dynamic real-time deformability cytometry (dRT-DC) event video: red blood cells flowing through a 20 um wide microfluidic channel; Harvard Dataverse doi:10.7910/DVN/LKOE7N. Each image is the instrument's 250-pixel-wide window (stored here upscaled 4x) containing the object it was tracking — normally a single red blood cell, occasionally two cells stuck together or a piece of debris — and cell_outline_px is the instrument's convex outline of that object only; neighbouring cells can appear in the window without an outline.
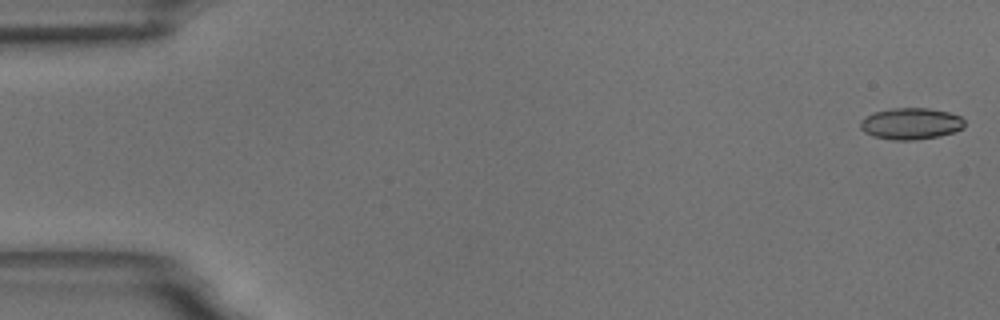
{"species": "common noctule bat (a hibernating species)", "species_latin": "Nyctalus noctula", "temperature_condition": "room temperature", "stored_images_in_passage": 55, "camera_frame_rate_fps": 3000, "um_per_image_px": 0.085, "animal": {"sex": "male", "body_mass_g": 18.8}, "frame": {"image": 1, "passage_image": 1, "time_ms": 0.0, "image_size_px": [1000, 320], "cell_outline_px": [[964, 128], [940, 136], [916, 140], [892, 140], [872, 136], [864, 132], [860, 128], [860, 120], [876, 112], [888, 108], [928, 108], [948, 112], [960, 116], [964, 120]], "centroid_in_image_um": [77.42, 10.51], "position_along_channel_um": 7.6, "area_um2": 19.19}}
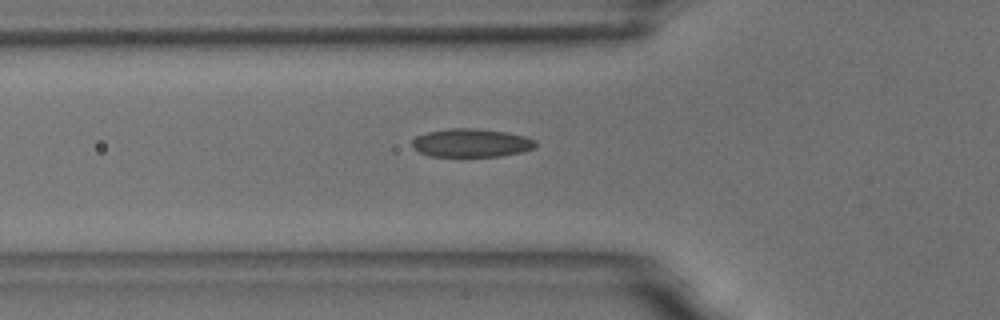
{"frame": {"image": 2, "passage_image": 19, "time_ms": 6.0, "image_size_px": [1000, 320], "cell_outline_px": [[536, 144], [532, 148], [520, 152], [500, 156], [428, 156], [420, 152], [412, 144], [412, 140], [416, 136], [428, 132], [448, 128], [476, 128], [504, 132], [524, 136], [536, 140]], "centroid_in_image_um": [40.04, 12.14], "position_along_channel_um": 85.8, "area_um2": 20.17}}
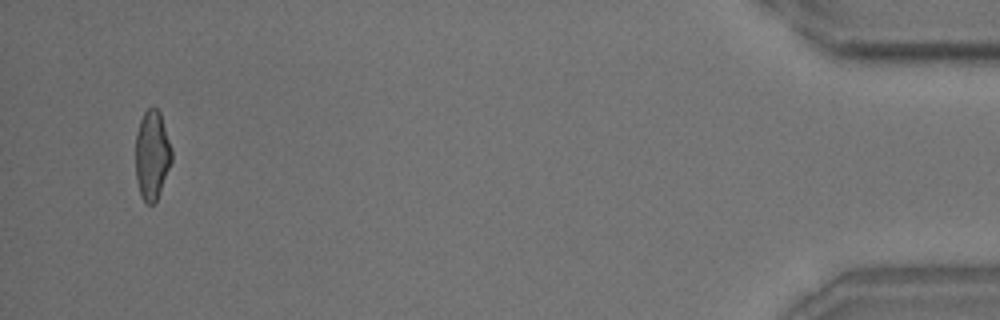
{"frame": {"image": 3, "passage_image": 53, "time_ms": 17.333, "image_size_px": [1000, 320], "cell_outline_px": [[172, 160], [156, 200], [152, 204], [148, 204], [144, 200], [140, 192], [136, 180], [136, 136], [140, 120], [144, 112], [152, 104], [160, 112], [172, 148]], "centroid_in_image_um": [12.93, 13.12], "position_along_channel_um": 422.3, "area_um2": 18.61}, "authors_computed_cell_mechanics": {"area_um2": 19.5942, "velocity_mm_per_s": 3.6733, "shape_relaxation_time_tau1_ms": 7.0581, "shape_relaxation_time_tau2_ms": 1.6891, "deformation_change_tau1": 0.168, "deformation_change_tau2": 0.0827}}